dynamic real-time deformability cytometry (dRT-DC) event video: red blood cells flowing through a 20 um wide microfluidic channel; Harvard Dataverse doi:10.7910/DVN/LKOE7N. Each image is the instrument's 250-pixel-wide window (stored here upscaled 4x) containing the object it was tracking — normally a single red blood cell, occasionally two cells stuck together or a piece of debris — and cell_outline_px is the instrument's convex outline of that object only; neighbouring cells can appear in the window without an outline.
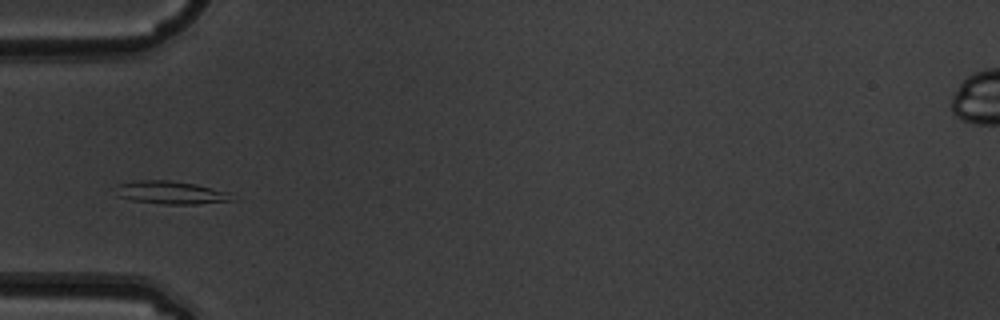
{"species": "common noctule bat (a hibernating species)", "species_latin": "Nyctalus noctula", "temperature_condition": "warm", "stored_images_in_passage": 8, "camera_frame_rate_fps": 3000, "um_per_image_px": 0.085, "animal": {"sex": "male", "body_mass_g": 19.5, "forearm_length_mm": 54.6}, "frame": {"image": 1, "passage_image": 5, "time_ms": 1.333, "image_size_px": [1000, 320], "cell_outline_px": [[236, 200], [196, 204], [160, 204], [132, 200], [120, 196], [116, 184], [136, 180], [168, 180], [196, 184], [228, 192]], "centroid_in_image_um": [14.54, 16.36], "position_along_channel_um": 70.5, "area_um2": 15.43}}
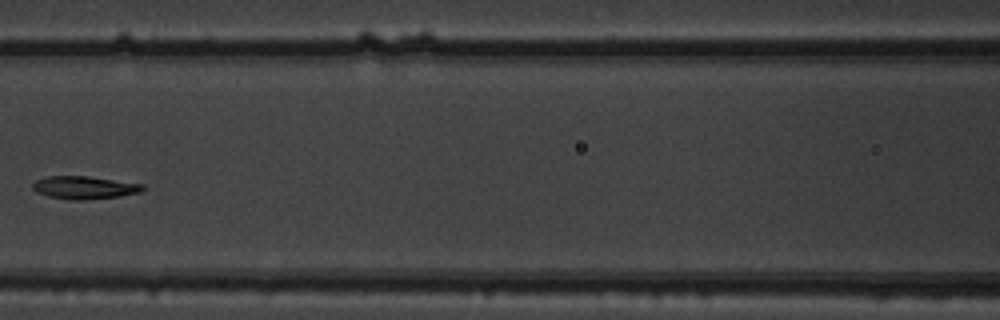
{"frame": {"image": 2, "passage_image": 7, "time_ms": 2.0, "image_size_px": [1000, 320], "cell_outline_px": [[144, 188], [140, 192], [120, 196], [84, 200], [72, 200], [48, 196], [36, 192], [32, 188], [32, 184], [36, 180], [44, 176], [88, 176], [144, 184]], "centroid_in_image_um": [7.15, 15.94], "position_along_channel_um": 159.5, "area_um2": 14.68}}
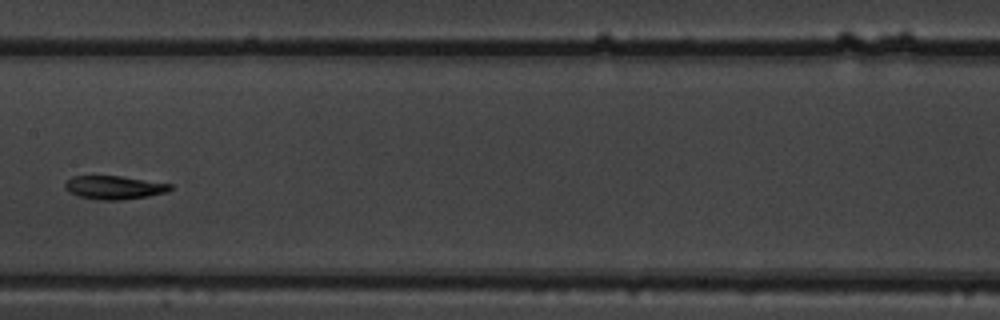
{"frame": {"image": 3, "passage_image": 8, "time_ms": 2.333, "image_size_px": [1000, 320], "cell_outline_px": [[172, 188], [168, 192], [148, 196], [120, 200], [96, 200], [80, 196], [68, 192], [64, 188], [64, 184], [72, 176], [120, 176], [172, 184]], "centroid_in_image_um": [9.7, 15.94], "position_along_channel_um": 197.7, "area_um2": 14.39}}